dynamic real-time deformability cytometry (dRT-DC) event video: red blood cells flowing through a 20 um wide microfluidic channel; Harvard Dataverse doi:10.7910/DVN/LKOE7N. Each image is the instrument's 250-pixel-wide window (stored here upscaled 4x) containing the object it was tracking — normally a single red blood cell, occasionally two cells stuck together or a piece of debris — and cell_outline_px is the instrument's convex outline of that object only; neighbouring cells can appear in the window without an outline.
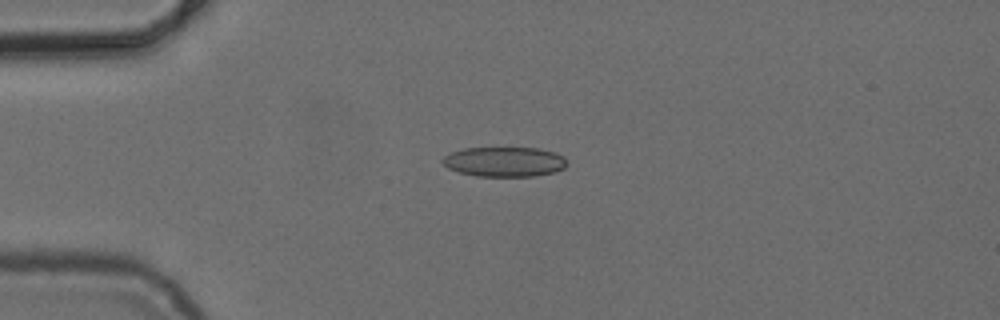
{"species": "common noctule bat (a hibernating species)", "species_latin": "Nyctalus noctula", "temperature_condition": "cold", "stored_images_in_passage": 3, "camera_frame_rate_fps": 3000, "um_per_image_px": 0.085, "animal": {"sex": "female", "body_mass_g": 24.6, "forearm_length_mm": 56.2}, "frame": {"image": 1, "passage_image": 2, "time_ms": 1.333, "image_size_px": [1000, 320], "cell_outline_px": [[568, 164], [564, 168], [556, 172], [536, 176], [476, 176], [460, 172], [448, 168], [440, 160], [444, 156], [452, 152], [464, 148], [540, 148], [556, 152], [564, 156]], "centroid_in_image_um": [42.92, 13.75], "position_along_channel_um": 42.1, "area_um2": 21.79}}